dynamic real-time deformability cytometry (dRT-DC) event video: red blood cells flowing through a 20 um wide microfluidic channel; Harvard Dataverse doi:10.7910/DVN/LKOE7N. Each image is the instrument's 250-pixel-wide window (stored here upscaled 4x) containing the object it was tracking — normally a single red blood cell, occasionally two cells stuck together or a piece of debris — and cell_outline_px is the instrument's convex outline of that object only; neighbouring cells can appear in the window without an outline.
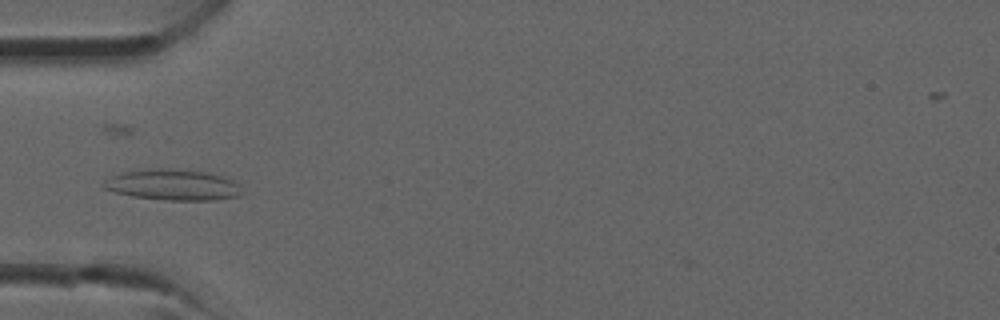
{"species": "common noctule bat (a hibernating species)", "species_latin": "Nyctalus noctula", "temperature_condition": "room temperature", "stored_images_in_passage": 26, "camera_frame_rate_fps": 3000, "um_per_image_px": 0.085, "animal": {"sex": "male", "forearm_length_mm": 52.5}, "frame": {"image": 1, "passage_image": 5, "time_ms": 1.333, "image_size_px": [1000, 320], "cell_outline_px": [[244, 192], [240, 196], [212, 200], [164, 200], [132, 196], [116, 192], [104, 188], [100, 184], [104, 180], [120, 172], [152, 168], [168, 168], [208, 172], [224, 176], [240, 184]], "centroid_in_image_um": [14.72, 15.7], "position_along_channel_um": 70.3, "area_um2": 25.26}}
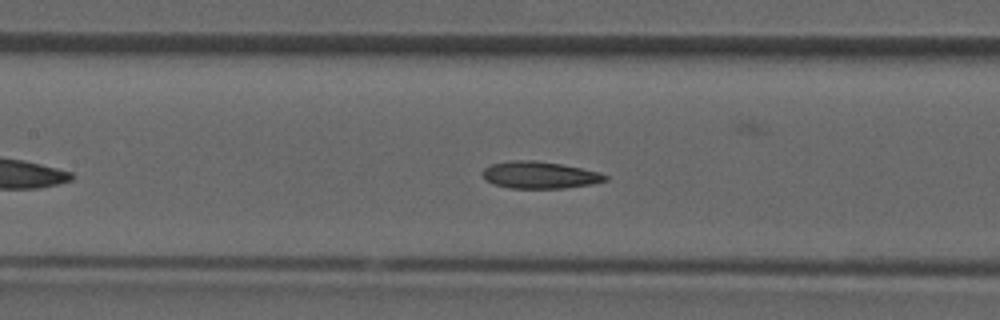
{"frame": {"image": 2, "passage_image": 10, "time_ms": 3.0, "image_size_px": [1000, 320], "cell_outline_px": [[608, 180], [592, 184], [564, 188], [508, 188], [492, 184], [484, 180], [480, 172], [484, 168], [492, 164], [508, 160], [536, 160], [560, 164], [600, 172], [608, 176]], "centroid_in_image_um": [45.82, 14.88], "position_along_channel_um": 161.6, "area_um2": 19.54}}
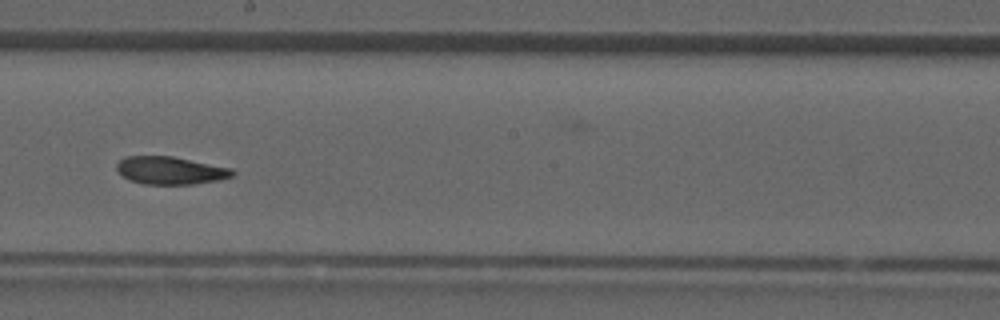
{"frame": {"image": 3, "passage_image": 14, "time_ms": 4.333, "image_size_px": [1000, 320], "cell_outline_px": [[236, 172], [232, 176], [216, 180], [192, 184], [144, 184], [128, 180], [116, 168], [116, 164], [124, 156], [172, 156], [232, 168]], "centroid_in_image_um": [14.47, 14.48], "position_along_channel_um": 233.7, "area_um2": 18.61}}